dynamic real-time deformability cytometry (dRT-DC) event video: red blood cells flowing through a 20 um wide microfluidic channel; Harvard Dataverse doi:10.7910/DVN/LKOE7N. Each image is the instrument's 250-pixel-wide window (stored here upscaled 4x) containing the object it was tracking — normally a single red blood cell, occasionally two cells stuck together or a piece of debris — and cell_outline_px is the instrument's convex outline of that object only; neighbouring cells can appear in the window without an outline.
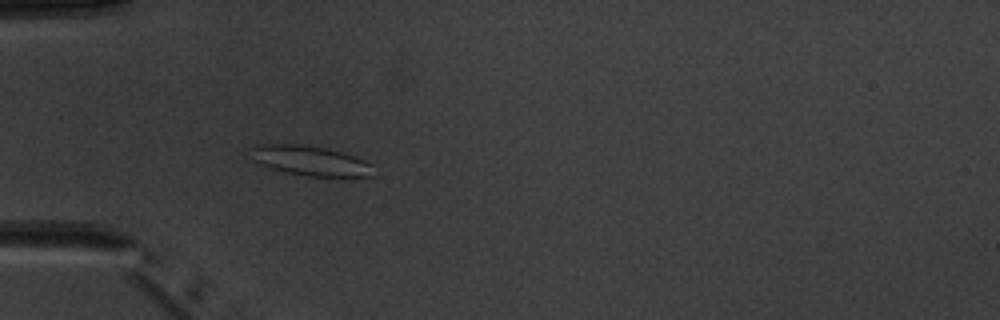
{"species": "common noctule bat (a hibernating species)", "species_latin": "Nyctalus noctula", "temperature_condition": "warm", "stored_images_in_passage": 5, "camera_frame_rate_fps": 3000, "um_per_image_px": 0.085, "animal": {"sex": "male", "body_mass_g": 20.1, "forearm_length_mm": 53.5}, "frame": {"image": 1, "passage_image": 5, "time_ms": 4.667, "image_size_px": [1000, 320], "cell_outline_px": [[376, 176], [344, 180], [304, 176], [284, 172], [260, 164], [252, 160], [248, 148], [256, 144], [300, 144], [328, 148], [364, 160], [372, 164]], "centroid_in_image_um": [26.45, 13.72], "position_along_channel_um": 58.5, "area_um2": 22.6}}